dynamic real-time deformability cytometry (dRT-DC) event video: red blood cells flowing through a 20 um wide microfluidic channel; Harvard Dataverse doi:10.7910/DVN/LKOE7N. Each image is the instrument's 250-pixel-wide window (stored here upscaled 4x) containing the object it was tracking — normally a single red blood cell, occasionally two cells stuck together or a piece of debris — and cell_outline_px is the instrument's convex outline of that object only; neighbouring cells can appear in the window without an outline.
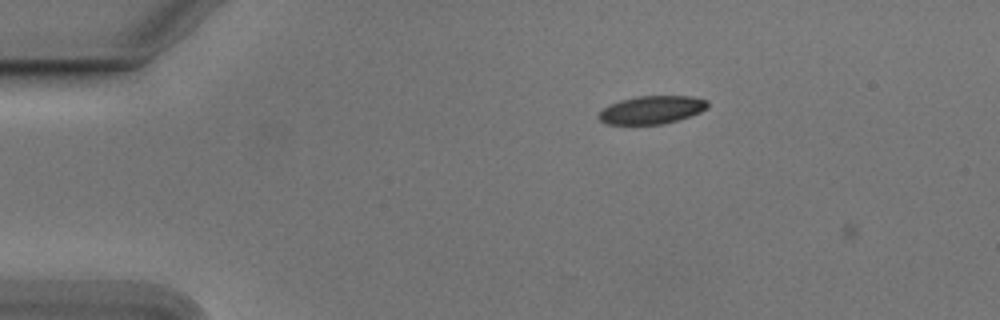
{"species": "Egyptian fruit bat (a non-hibernating species)", "species_latin": "Rousettus aegyptiacus", "temperature_condition": "cold", "stored_images_in_passage": 6, "camera_frame_rate_fps": 3000, "um_per_image_px": 0.085, "animal": {"sex": "male"}, "frame": {"image": 1, "passage_image": 5, "time_ms": 1.333, "image_size_px": [1000, 320], "cell_outline_px": [[708, 108], [700, 112], [664, 124], [604, 124], [600, 120], [600, 112], [604, 108], [620, 100], [640, 96], [692, 96], [708, 100]], "centroid_in_image_um": [55.43, 9.33], "position_along_channel_um": 29.6, "area_um2": 17.57}}